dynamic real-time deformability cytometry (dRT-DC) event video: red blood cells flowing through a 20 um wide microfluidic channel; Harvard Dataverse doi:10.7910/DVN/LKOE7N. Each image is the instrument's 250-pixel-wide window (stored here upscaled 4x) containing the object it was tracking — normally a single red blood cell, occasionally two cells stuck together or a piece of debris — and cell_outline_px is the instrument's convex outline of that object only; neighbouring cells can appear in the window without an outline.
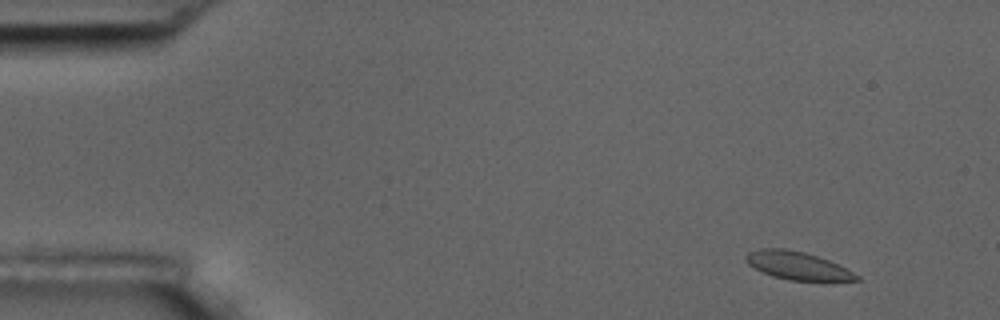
{"species": "common noctule bat (a hibernating species)", "species_latin": "Nyctalus noctula", "temperature_condition": "room temperature", "stored_images_in_passage": 5, "camera_frame_rate_fps": 3000, "um_per_image_px": 0.085, "animal": {"sex": "male", "body_mass_g": 17.5, "forearm_length_mm": 52.3}, "frame": {"image": 1, "passage_image": 2, "time_ms": 1.0, "image_size_px": [1000, 320], "cell_outline_px": [[860, 280], [788, 280], [772, 276], [748, 264], [744, 260], [744, 256], [748, 252], [760, 248], [784, 248], [804, 252], [828, 260], [860, 276]], "centroid_in_image_um": [67.72, 22.56], "position_along_channel_um": 17.3, "area_um2": 17.69}}
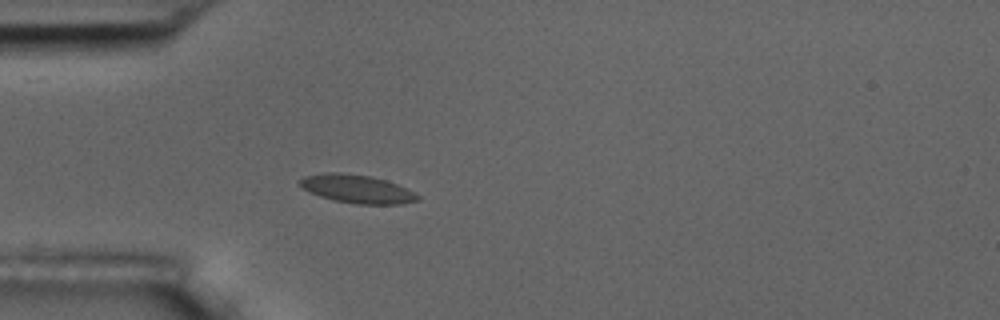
{"frame": {"image": 2, "passage_image": 5, "time_ms": 4.667, "image_size_px": [1000, 320], "cell_outline_px": [[420, 200], [404, 204], [356, 204], [332, 200], [308, 192], [300, 184], [300, 180], [304, 176], [324, 172], [340, 172], [372, 176], [396, 184], [420, 196]], "centroid_in_image_um": [30.33, 16.06], "position_along_channel_um": 54.7, "area_um2": 19.42}}